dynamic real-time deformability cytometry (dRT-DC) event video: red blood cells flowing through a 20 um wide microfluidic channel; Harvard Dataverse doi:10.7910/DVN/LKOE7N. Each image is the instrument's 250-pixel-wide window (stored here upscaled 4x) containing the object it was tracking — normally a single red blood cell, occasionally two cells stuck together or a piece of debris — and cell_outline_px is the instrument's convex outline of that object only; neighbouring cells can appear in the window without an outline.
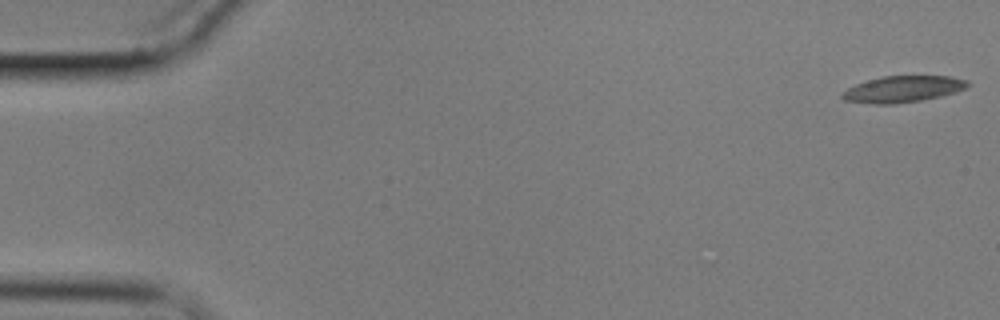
{"species": "common noctule bat (a hibernating species)", "species_latin": "Nyctalus noctula", "temperature_condition": "cold", "stored_images_in_passage": 59, "camera_frame_rate_fps": 3000, "um_per_image_px": 0.085, "animal": {"sex": "male", "body_mass_g": 17.9}, "frame": {"image": 1, "passage_image": 1, "time_ms": 0.0, "image_size_px": [1000, 320], "cell_outline_px": [[972, 84], [956, 92], [940, 96], [920, 100], [896, 104], [872, 104], [844, 100], [840, 96], [848, 88], [856, 84], [868, 80], [884, 76], [948, 76], [968, 80]], "centroid_in_image_um": [76.76, 7.57], "position_along_channel_um": 8.2, "area_um2": 19.19}}
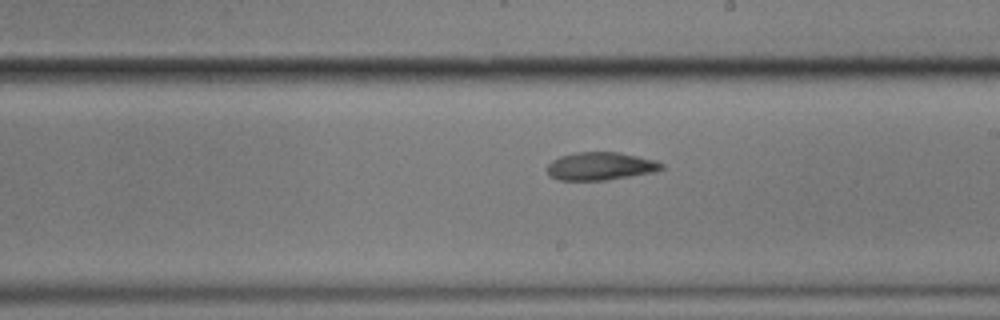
{"frame": {"image": 2, "passage_image": 34, "time_ms": 11.0, "image_size_px": [1000, 320], "cell_outline_px": [[664, 168], [656, 172], [608, 180], [560, 180], [548, 176], [548, 164], [552, 160], [560, 156], [576, 152], [620, 152], [656, 160], [664, 164]], "centroid_in_image_um": [51.07, 14.12], "position_along_channel_um": 237.9, "area_um2": 18.84}}
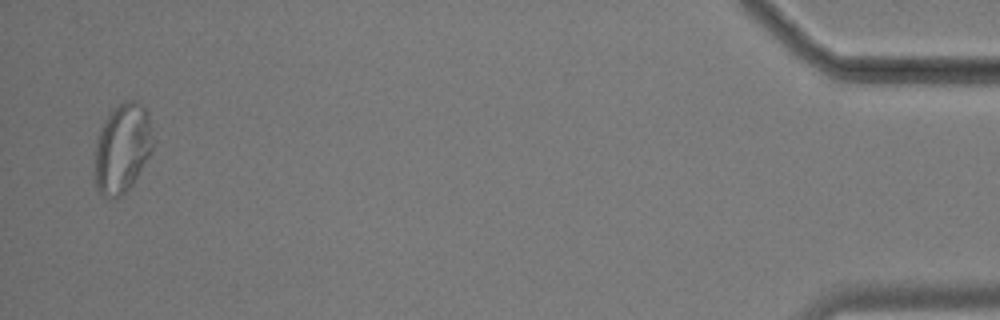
{"frame": {"image": 3, "passage_image": 58, "time_ms": 19.0, "image_size_px": [1000, 320], "cell_outline_px": [[152, 148], [148, 156], [132, 184], [120, 196], [104, 196], [100, 192], [96, 184], [92, 172], [96, 140], [100, 128], [108, 112], [112, 108], [124, 100], [136, 100], [148, 112], [152, 144]], "centroid_in_image_um": [10.33, 12.56], "position_along_channel_um": 424.9, "area_um2": 30.29}}